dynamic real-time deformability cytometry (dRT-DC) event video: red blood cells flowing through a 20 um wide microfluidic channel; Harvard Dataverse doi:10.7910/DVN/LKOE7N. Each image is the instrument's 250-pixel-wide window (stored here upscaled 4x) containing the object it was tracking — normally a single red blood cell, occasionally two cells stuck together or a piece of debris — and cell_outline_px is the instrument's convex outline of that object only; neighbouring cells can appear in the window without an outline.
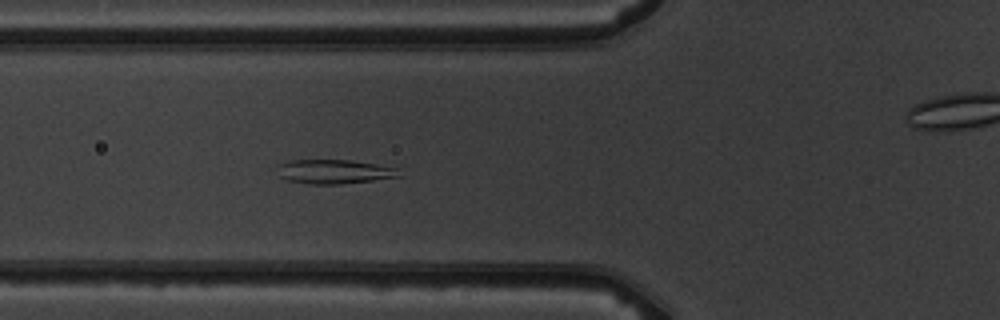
{"species": "common noctule bat (a hibernating species)", "species_latin": "Nyctalus noctula", "temperature_condition": "warm", "stored_images_in_passage": 8, "camera_frame_rate_fps": 3000, "um_per_image_px": 0.085, "animal": {"sex": "male", "body_mass_g": 19.5, "forearm_length_mm": 54.6}, "frame": {"image": 1, "passage_image": 7, "time_ms": 6.667, "image_size_px": [1000, 320], "cell_outline_px": [[400, 176], [372, 180], [340, 184], [308, 184], [288, 180], [280, 176], [280, 164], [288, 160], [348, 160], [396, 168]], "centroid_in_image_um": [28.37, 14.59], "position_along_channel_um": 97.4, "area_um2": 16.65}}